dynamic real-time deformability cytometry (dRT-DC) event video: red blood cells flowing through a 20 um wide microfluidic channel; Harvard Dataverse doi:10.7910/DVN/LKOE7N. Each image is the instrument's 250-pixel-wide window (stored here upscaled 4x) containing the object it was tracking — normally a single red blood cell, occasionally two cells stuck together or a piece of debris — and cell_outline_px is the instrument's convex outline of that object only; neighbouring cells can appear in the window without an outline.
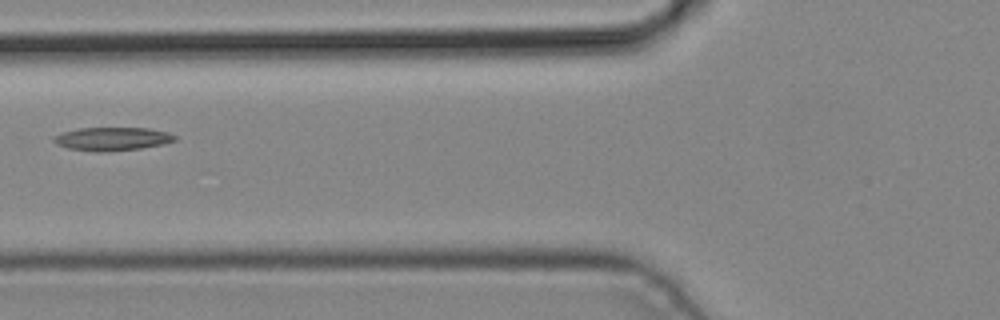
{"species": "common noctule bat (a hibernating species)", "species_latin": "Nyctalus noctula", "temperature_condition": "cold", "stored_images_in_passage": 6, "camera_frame_rate_fps": 3000, "um_per_image_px": 0.085, "animal": {"sex": "male", "body_mass_g": 19.2, "forearm_length_mm": 51.8}, "frame": {"image": 1, "passage_image": 5, "time_ms": 1.333, "image_size_px": [1000, 320], "cell_outline_px": [[176, 140], [164, 144], [140, 148], [68, 148], [56, 144], [52, 140], [52, 136], [76, 128], [148, 128], [168, 132], [176, 136]], "centroid_in_image_um": [9.58, 11.73], "position_along_channel_um": 116.2, "area_um2": 15.37}}
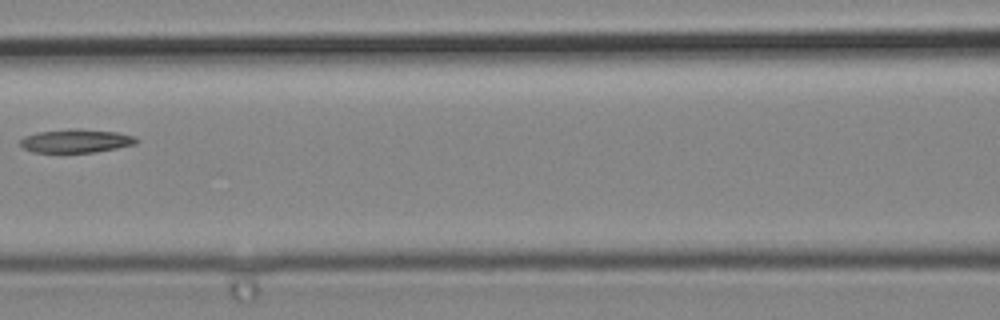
{"frame": {"image": 2, "passage_image": 6, "time_ms": 1.667, "image_size_px": [1000, 320], "cell_outline_px": [[140, 140], [136, 144], [96, 152], [32, 152], [24, 148], [20, 144], [20, 140], [24, 136], [36, 132], [68, 128], [80, 128], [116, 132], [136, 136]], "centroid_in_image_um": [6.48, 11.96], "position_along_channel_um": 160.1, "area_um2": 16.13}}